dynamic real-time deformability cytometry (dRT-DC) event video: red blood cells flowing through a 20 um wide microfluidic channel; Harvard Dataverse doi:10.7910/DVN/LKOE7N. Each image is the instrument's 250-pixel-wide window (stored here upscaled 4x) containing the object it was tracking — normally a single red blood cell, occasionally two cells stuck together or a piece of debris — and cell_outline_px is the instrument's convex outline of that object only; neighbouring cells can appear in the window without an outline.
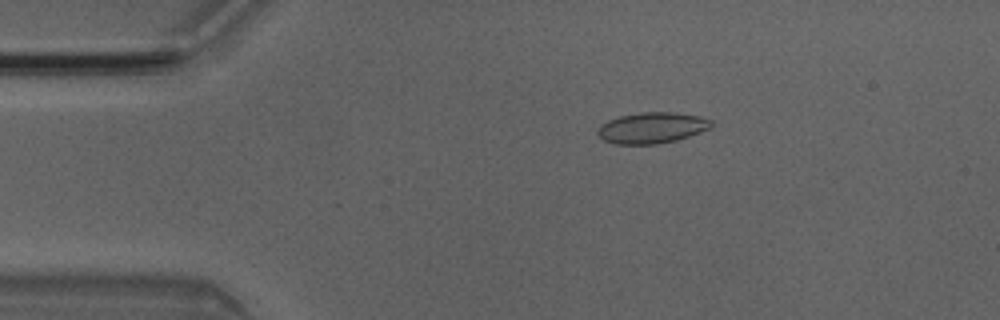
{"species": "Egyptian fruit bat (a non-hibernating species)", "species_latin": "Rousettus aegyptiacus", "temperature_condition": "room temperature", "stored_images_in_passage": 4, "camera_frame_rate_fps": 3000, "um_per_image_px": 0.085, "animal": {"sex": "male"}, "frame": {"image": 1, "passage_image": 2, "time_ms": 0.333, "image_size_px": [1000, 320], "cell_outline_px": [[712, 128], [676, 140], [656, 144], [616, 144], [604, 140], [596, 132], [596, 128], [600, 124], [608, 120], [620, 116], [640, 112], [672, 112], [700, 116], [712, 120]], "centroid_in_image_um": [55.4, 10.86], "position_along_channel_um": 29.6, "area_um2": 20.58}}